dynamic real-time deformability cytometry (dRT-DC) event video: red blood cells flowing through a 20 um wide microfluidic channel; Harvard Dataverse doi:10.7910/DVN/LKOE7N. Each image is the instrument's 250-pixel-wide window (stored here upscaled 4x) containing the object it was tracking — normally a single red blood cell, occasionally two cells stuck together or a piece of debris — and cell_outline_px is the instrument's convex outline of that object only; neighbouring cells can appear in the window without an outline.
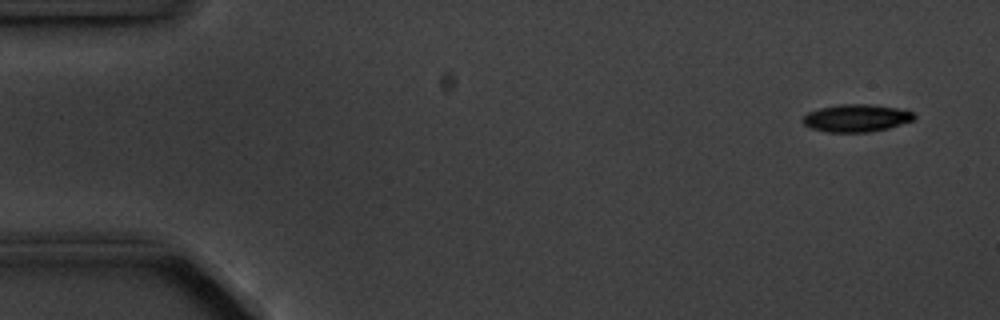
{"species": "common noctule bat (a hibernating species)", "species_latin": "Nyctalus noctula", "temperature_condition": "cold", "stored_images_in_passage": 6, "camera_frame_rate_fps": 3000, "um_per_image_px": 0.085, "animal": {"sex": "male", "body_mass_g": 20.1, "forearm_length_mm": 53.5}, "frame": {"image": 1, "passage_image": 1, "time_ms": 0.0, "image_size_px": [1000, 320], "cell_outline_px": [[916, 116], [912, 120], [888, 128], [868, 132], [828, 132], [812, 128], [804, 124], [800, 120], [808, 112], [820, 108], [840, 104], [872, 104], [896, 108], [912, 112]], "centroid_in_image_um": [72.75, 10.03], "position_along_channel_um": 12.2, "area_um2": 17.69}}
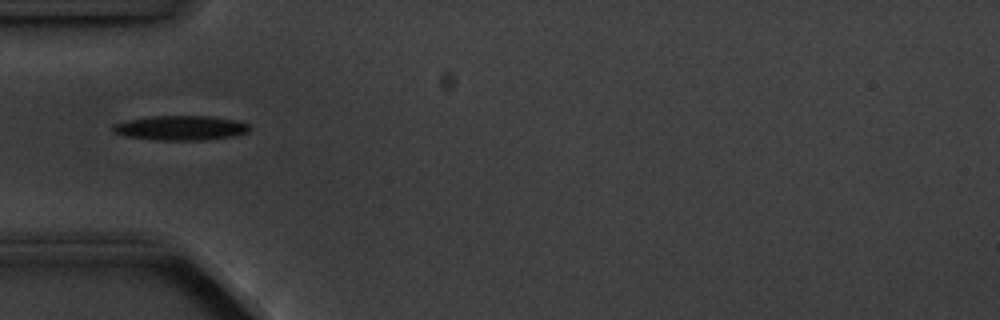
{"frame": {"image": 2, "passage_image": 5, "time_ms": 4.667, "image_size_px": [1000, 320], "cell_outline_px": [[248, 132], [232, 136], [200, 140], [160, 140], [124, 136], [116, 132], [112, 128], [112, 124], [128, 120], [148, 116], [212, 116], [236, 120], [248, 124]], "centroid_in_image_um": [15.33, 10.86], "position_along_channel_um": 69.7, "area_um2": 19.42}}